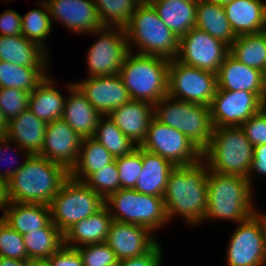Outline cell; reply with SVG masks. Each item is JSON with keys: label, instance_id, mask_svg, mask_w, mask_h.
Returning a JSON list of instances; mask_svg holds the SVG:
<instances>
[{"label": "cell", "instance_id": "obj_1", "mask_svg": "<svg viewBox=\"0 0 266 266\" xmlns=\"http://www.w3.org/2000/svg\"><path fill=\"white\" fill-rule=\"evenodd\" d=\"M208 171V164L203 159L171 170L163 196L169 222L178 214L190 226L202 224L207 210Z\"/></svg>", "mask_w": 266, "mask_h": 266}, {"label": "cell", "instance_id": "obj_2", "mask_svg": "<svg viewBox=\"0 0 266 266\" xmlns=\"http://www.w3.org/2000/svg\"><path fill=\"white\" fill-rule=\"evenodd\" d=\"M69 172L39 155L25 157L23 166L8 180L9 201L50 205Z\"/></svg>", "mask_w": 266, "mask_h": 266}, {"label": "cell", "instance_id": "obj_3", "mask_svg": "<svg viewBox=\"0 0 266 266\" xmlns=\"http://www.w3.org/2000/svg\"><path fill=\"white\" fill-rule=\"evenodd\" d=\"M253 187L248 179L236 175L207 173V210L203 222L213 219L239 223L255 214Z\"/></svg>", "mask_w": 266, "mask_h": 266}, {"label": "cell", "instance_id": "obj_4", "mask_svg": "<svg viewBox=\"0 0 266 266\" xmlns=\"http://www.w3.org/2000/svg\"><path fill=\"white\" fill-rule=\"evenodd\" d=\"M130 52L173 60L179 52V37L159 18L153 5L143 0L124 28ZM134 45V46H133ZM137 47V48H136Z\"/></svg>", "mask_w": 266, "mask_h": 266}, {"label": "cell", "instance_id": "obj_5", "mask_svg": "<svg viewBox=\"0 0 266 266\" xmlns=\"http://www.w3.org/2000/svg\"><path fill=\"white\" fill-rule=\"evenodd\" d=\"M254 156V146L240 126L213 128L212 139L202 151L209 170L224 175L247 178Z\"/></svg>", "mask_w": 266, "mask_h": 266}, {"label": "cell", "instance_id": "obj_6", "mask_svg": "<svg viewBox=\"0 0 266 266\" xmlns=\"http://www.w3.org/2000/svg\"><path fill=\"white\" fill-rule=\"evenodd\" d=\"M170 61L157 56L129 52L119 75L132 100L155 104L168 96Z\"/></svg>", "mask_w": 266, "mask_h": 266}, {"label": "cell", "instance_id": "obj_7", "mask_svg": "<svg viewBox=\"0 0 266 266\" xmlns=\"http://www.w3.org/2000/svg\"><path fill=\"white\" fill-rule=\"evenodd\" d=\"M153 114L159 122L186 135L202 151L212 139L210 106L166 96L153 105Z\"/></svg>", "mask_w": 266, "mask_h": 266}, {"label": "cell", "instance_id": "obj_8", "mask_svg": "<svg viewBox=\"0 0 266 266\" xmlns=\"http://www.w3.org/2000/svg\"><path fill=\"white\" fill-rule=\"evenodd\" d=\"M104 206L113 220L141 225L152 232L169 224L163 197L121 188L104 200Z\"/></svg>", "mask_w": 266, "mask_h": 266}, {"label": "cell", "instance_id": "obj_9", "mask_svg": "<svg viewBox=\"0 0 266 266\" xmlns=\"http://www.w3.org/2000/svg\"><path fill=\"white\" fill-rule=\"evenodd\" d=\"M104 199L85 182L70 176L64 181L49 207L51 222L64 234L71 226L95 214Z\"/></svg>", "mask_w": 266, "mask_h": 266}, {"label": "cell", "instance_id": "obj_10", "mask_svg": "<svg viewBox=\"0 0 266 266\" xmlns=\"http://www.w3.org/2000/svg\"><path fill=\"white\" fill-rule=\"evenodd\" d=\"M228 243L227 266H265L266 213L257 211L239 222Z\"/></svg>", "mask_w": 266, "mask_h": 266}, {"label": "cell", "instance_id": "obj_11", "mask_svg": "<svg viewBox=\"0 0 266 266\" xmlns=\"http://www.w3.org/2000/svg\"><path fill=\"white\" fill-rule=\"evenodd\" d=\"M217 90V74L170 60L168 96L177 100L210 106Z\"/></svg>", "mask_w": 266, "mask_h": 266}, {"label": "cell", "instance_id": "obj_12", "mask_svg": "<svg viewBox=\"0 0 266 266\" xmlns=\"http://www.w3.org/2000/svg\"><path fill=\"white\" fill-rule=\"evenodd\" d=\"M140 147L169 160L174 166L192 165L202 159V150L186 135L154 117Z\"/></svg>", "mask_w": 266, "mask_h": 266}, {"label": "cell", "instance_id": "obj_13", "mask_svg": "<svg viewBox=\"0 0 266 266\" xmlns=\"http://www.w3.org/2000/svg\"><path fill=\"white\" fill-rule=\"evenodd\" d=\"M100 36L87 52V77L119 74L126 55L130 52L125 30L119 27H102L89 35Z\"/></svg>", "mask_w": 266, "mask_h": 266}, {"label": "cell", "instance_id": "obj_14", "mask_svg": "<svg viewBox=\"0 0 266 266\" xmlns=\"http://www.w3.org/2000/svg\"><path fill=\"white\" fill-rule=\"evenodd\" d=\"M230 53V47L196 27L179 38V52L176 59L215 74Z\"/></svg>", "mask_w": 266, "mask_h": 266}, {"label": "cell", "instance_id": "obj_15", "mask_svg": "<svg viewBox=\"0 0 266 266\" xmlns=\"http://www.w3.org/2000/svg\"><path fill=\"white\" fill-rule=\"evenodd\" d=\"M262 108L256 93L217 89L210 105L213 128L241 126Z\"/></svg>", "mask_w": 266, "mask_h": 266}, {"label": "cell", "instance_id": "obj_16", "mask_svg": "<svg viewBox=\"0 0 266 266\" xmlns=\"http://www.w3.org/2000/svg\"><path fill=\"white\" fill-rule=\"evenodd\" d=\"M81 142L82 137L63 119L54 120L47 124L43 147L38 155L70 172L78 161Z\"/></svg>", "mask_w": 266, "mask_h": 266}, {"label": "cell", "instance_id": "obj_17", "mask_svg": "<svg viewBox=\"0 0 266 266\" xmlns=\"http://www.w3.org/2000/svg\"><path fill=\"white\" fill-rule=\"evenodd\" d=\"M51 20L59 21L72 33L90 34L104 27L94 0H44ZM88 33V34H87Z\"/></svg>", "mask_w": 266, "mask_h": 266}, {"label": "cell", "instance_id": "obj_18", "mask_svg": "<svg viewBox=\"0 0 266 266\" xmlns=\"http://www.w3.org/2000/svg\"><path fill=\"white\" fill-rule=\"evenodd\" d=\"M74 84L102 115L130 102L132 99L119 74L102 77H86Z\"/></svg>", "mask_w": 266, "mask_h": 266}, {"label": "cell", "instance_id": "obj_19", "mask_svg": "<svg viewBox=\"0 0 266 266\" xmlns=\"http://www.w3.org/2000/svg\"><path fill=\"white\" fill-rule=\"evenodd\" d=\"M152 233L144 226L113 220L105 243L120 261L148 253L159 242Z\"/></svg>", "mask_w": 266, "mask_h": 266}, {"label": "cell", "instance_id": "obj_20", "mask_svg": "<svg viewBox=\"0 0 266 266\" xmlns=\"http://www.w3.org/2000/svg\"><path fill=\"white\" fill-rule=\"evenodd\" d=\"M217 89L249 91L263 100L266 97L265 74L241 63L229 53L218 70Z\"/></svg>", "mask_w": 266, "mask_h": 266}, {"label": "cell", "instance_id": "obj_21", "mask_svg": "<svg viewBox=\"0 0 266 266\" xmlns=\"http://www.w3.org/2000/svg\"><path fill=\"white\" fill-rule=\"evenodd\" d=\"M47 122L36 117L29 109L7 122L4 137L17 145L15 151L23 152L24 158L38 155L43 147ZM18 148V149H17Z\"/></svg>", "mask_w": 266, "mask_h": 266}, {"label": "cell", "instance_id": "obj_22", "mask_svg": "<svg viewBox=\"0 0 266 266\" xmlns=\"http://www.w3.org/2000/svg\"><path fill=\"white\" fill-rule=\"evenodd\" d=\"M67 85V86H66ZM68 90L62 119L83 138L94 137L102 114L95 109L74 82L67 83Z\"/></svg>", "mask_w": 266, "mask_h": 266}, {"label": "cell", "instance_id": "obj_23", "mask_svg": "<svg viewBox=\"0 0 266 266\" xmlns=\"http://www.w3.org/2000/svg\"><path fill=\"white\" fill-rule=\"evenodd\" d=\"M109 118L135 145L144 141L149 123L154 117L153 104L146 101L131 100L113 109Z\"/></svg>", "mask_w": 266, "mask_h": 266}, {"label": "cell", "instance_id": "obj_24", "mask_svg": "<svg viewBox=\"0 0 266 266\" xmlns=\"http://www.w3.org/2000/svg\"><path fill=\"white\" fill-rule=\"evenodd\" d=\"M49 53L23 35L0 36V60L28 68H48ZM49 60V61H48Z\"/></svg>", "mask_w": 266, "mask_h": 266}, {"label": "cell", "instance_id": "obj_25", "mask_svg": "<svg viewBox=\"0 0 266 266\" xmlns=\"http://www.w3.org/2000/svg\"><path fill=\"white\" fill-rule=\"evenodd\" d=\"M112 222L113 218L108 209L103 206L95 214L71 226L63 234L64 245L79 248L85 245L104 243Z\"/></svg>", "mask_w": 266, "mask_h": 266}, {"label": "cell", "instance_id": "obj_26", "mask_svg": "<svg viewBox=\"0 0 266 266\" xmlns=\"http://www.w3.org/2000/svg\"><path fill=\"white\" fill-rule=\"evenodd\" d=\"M226 17L236 36L264 30L265 1L233 0L223 5Z\"/></svg>", "mask_w": 266, "mask_h": 266}, {"label": "cell", "instance_id": "obj_27", "mask_svg": "<svg viewBox=\"0 0 266 266\" xmlns=\"http://www.w3.org/2000/svg\"><path fill=\"white\" fill-rule=\"evenodd\" d=\"M0 218L23 236L46 227L51 222V212L46 204L9 201Z\"/></svg>", "mask_w": 266, "mask_h": 266}, {"label": "cell", "instance_id": "obj_28", "mask_svg": "<svg viewBox=\"0 0 266 266\" xmlns=\"http://www.w3.org/2000/svg\"><path fill=\"white\" fill-rule=\"evenodd\" d=\"M143 168L134 190L145 195L163 197L168 176L175 167L169 160L142 148Z\"/></svg>", "mask_w": 266, "mask_h": 266}, {"label": "cell", "instance_id": "obj_29", "mask_svg": "<svg viewBox=\"0 0 266 266\" xmlns=\"http://www.w3.org/2000/svg\"><path fill=\"white\" fill-rule=\"evenodd\" d=\"M161 21L179 38L195 27L198 0H148Z\"/></svg>", "mask_w": 266, "mask_h": 266}, {"label": "cell", "instance_id": "obj_30", "mask_svg": "<svg viewBox=\"0 0 266 266\" xmlns=\"http://www.w3.org/2000/svg\"><path fill=\"white\" fill-rule=\"evenodd\" d=\"M48 76L29 96L28 109L45 122L62 119L66 96L56 89V81Z\"/></svg>", "mask_w": 266, "mask_h": 266}, {"label": "cell", "instance_id": "obj_31", "mask_svg": "<svg viewBox=\"0 0 266 266\" xmlns=\"http://www.w3.org/2000/svg\"><path fill=\"white\" fill-rule=\"evenodd\" d=\"M195 27L231 46L236 35L226 17L223 5L208 0H198Z\"/></svg>", "mask_w": 266, "mask_h": 266}, {"label": "cell", "instance_id": "obj_32", "mask_svg": "<svg viewBox=\"0 0 266 266\" xmlns=\"http://www.w3.org/2000/svg\"><path fill=\"white\" fill-rule=\"evenodd\" d=\"M114 161L115 157L96 139L83 138L78 161L69 172V176L84 182L92 173Z\"/></svg>", "mask_w": 266, "mask_h": 266}, {"label": "cell", "instance_id": "obj_33", "mask_svg": "<svg viewBox=\"0 0 266 266\" xmlns=\"http://www.w3.org/2000/svg\"><path fill=\"white\" fill-rule=\"evenodd\" d=\"M230 54L241 63L266 73V33L237 36L230 46Z\"/></svg>", "mask_w": 266, "mask_h": 266}, {"label": "cell", "instance_id": "obj_34", "mask_svg": "<svg viewBox=\"0 0 266 266\" xmlns=\"http://www.w3.org/2000/svg\"><path fill=\"white\" fill-rule=\"evenodd\" d=\"M23 240L27 260L48 259L64 245L63 233L52 222L23 235Z\"/></svg>", "mask_w": 266, "mask_h": 266}, {"label": "cell", "instance_id": "obj_35", "mask_svg": "<svg viewBox=\"0 0 266 266\" xmlns=\"http://www.w3.org/2000/svg\"><path fill=\"white\" fill-rule=\"evenodd\" d=\"M47 75H50L47 68H28L0 60V88H17L31 93Z\"/></svg>", "mask_w": 266, "mask_h": 266}, {"label": "cell", "instance_id": "obj_36", "mask_svg": "<svg viewBox=\"0 0 266 266\" xmlns=\"http://www.w3.org/2000/svg\"><path fill=\"white\" fill-rule=\"evenodd\" d=\"M93 138L101 143L115 158L127 155L137 147L120 131L108 115L100 117Z\"/></svg>", "mask_w": 266, "mask_h": 266}, {"label": "cell", "instance_id": "obj_37", "mask_svg": "<svg viewBox=\"0 0 266 266\" xmlns=\"http://www.w3.org/2000/svg\"><path fill=\"white\" fill-rule=\"evenodd\" d=\"M38 3L41 9L36 8L29 10V12L22 17V35L28 40L39 44L49 53L46 39L53 30V22L47 3L44 0Z\"/></svg>", "mask_w": 266, "mask_h": 266}, {"label": "cell", "instance_id": "obj_38", "mask_svg": "<svg viewBox=\"0 0 266 266\" xmlns=\"http://www.w3.org/2000/svg\"><path fill=\"white\" fill-rule=\"evenodd\" d=\"M104 27L125 28L143 0H94Z\"/></svg>", "mask_w": 266, "mask_h": 266}, {"label": "cell", "instance_id": "obj_39", "mask_svg": "<svg viewBox=\"0 0 266 266\" xmlns=\"http://www.w3.org/2000/svg\"><path fill=\"white\" fill-rule=\"evenodd\" d=\"M84 182L105 200L109 195L121 189L116 162L95 171Z\"/></svg>", "mask_w": 266, "mask_h": 266}, {"label": "cell", "instance_id": "obj_40", "mask_svg": "<svg viewBox=\"0 0 266 266\" xmlns=\"http://www.w3.org/2000/svg\"><path fill=\"white\" fill-rule=\"evenodd\" d=\"M122 189H134L142 171V148L137 146L131 153L115 158Z\"/></svg>", "mask_w": 266, "mask_h": 266}, {"label": "cell", "instance_id": "obj_41", "mask_svg": "<svg viewBox=\"0 0 266 266\" xmlns=\"http://www.w3.org/2000/svg\"><path fill=\"white\" fill-rule=\"evenodd\" d=\"M0 257L27 260L23 236L0 218Z\"/></svg>", "mask_w": 266, "mask_h": 266}, {"label": "cell", "instance_id": "obj_42", "mask_svg": "<svg viewBox=\"0 0 266 266\" xmlns=\"http://www.w3.org/2000/svg\"><path fill=\"white\" fill-rule=\"evenodd\" d=\"M30 93L17 88H0V108L6 122L28 109Z\"/></svg>", "mask_w": 266, "mask_h": 266}, {"label": "cell", "instance_id": "obj_43", "mask_svg": "<svg viewBox=\"0 0 266 266\" xmlns=\"http://www.w3.org/2000/svg\"><path fill=\"white\" fill-rule=\"evenodd\" d=\"M84 266H117L119 260L115 252L104 242L76 248Z\"/></svg>", "mask_w": 266, "mask_h": 266}, {"label": "cell", "instance_id": "obj_44", "mask_svg": "<svg viewBox=\"0 0 266 266\" xmlns=\"http://www.w3.org/2000/svg\"><path fill=\"white\" fill-rule=\"evenodd\" d=\"M240 127L253 146L266 145V112L263 108Z\"/></svg>", "mask_w": 266, "mask_h": 266}, {"label": "cell", "instance_id": "obj_45", "mask_svg": "<svg viewBox=\"0 0 266 266\" xmlns=\"http://www.w3.org/2000/svg\"><path fill=\"white\" fill-rule=\"evenodd\" d=\"M158 242L148 253L138 257L120 260L117 266H162L164 254Z\"/></svg>", "mask_w": 266, "mask_h": 266}, {"label": "cell", "instance_id": "obj_46", "mask_svg": "<svg viewBox=\"0 0 266 266\" xmlns=\"http://www.w3.org/2000/svg\"><path fill=\"white\" fill-rule=\"evenodd\" d=\"M22 35V16L13 9L0 14V36Z\"/></svg>", "mask_w": 266, "mask_h": 266}, {"label": "cell", "instance_id": "obj_47", "mask_svg": "<svg viewBox=\"0 0 266 266\" xmlns=\"http://www.w3.org/2000/svg\"><path fill=\"white\" fill-rule=\"evenodd\" d=\"M53 266H84L81 255L76 248L63 245L50 258Z\"/></svg>", "mask_w": 266, "mask_h": 266}, {"label": "cell", "instance_id": "obj_48", "mask_svg": "<svg viewBox=\"0 0 266 266\" xmlns=\"http://www.w3.org/2000/svg\"><path fill=\"white\" fill-rule=\"evenodd\" d=\"M256 174L266 177V145L254 146L252 166L247 177L251 185H253L252 177L255 178Z\"/></svg>", "mask_w": 266, "mask_h": 266}, {"label": "cell", "instance_id": "obj_49", "mask_svg": "<svg viewBox=\"0 0 266 266\" xmlns=\"http://www.w3.org/2000/svg\"><path fill=\"white\" fill-rule=\"evenodd\" d=\"M10 141L8 139H6L4 136L0 137V162H3L2 159H4L5 161H8L9 166L11 165L13 167L14 163L12 160H9V156L5 155V153H7V150L12 152V149L10 147ZM5 150V151H4ZM10 152V153H11ZM4 154V155H3ZM16 164V163H15ZM8 166V167H9ZM23 166V164L21 163L19 166L17 165V167H11L5 170L0 171V177L5 179L7 182L8 180L16 173V171L21 168Z\"/></svg>", "mask_w": 266, "mask_h": 266}, {"label": "cell", "instance_id": "obj_50", "mask_svg": "<svg viewBox=\"0 0 266 266\" xmlns=\"http://www.w3.org/2000/svg\"><path fill=\"white\" fill-rule=\"evenodd\" d=\"M9 203L7 181L0 177V210L3 211Z\"/></svg>", "mask_w": 266, "mask_h": 266}, {"label": "cell", "instance_id": "obj_51", "mask_svg": "<svg viewBox=\"0 0 266 266\" xmlns=\"http://www.w3.org/2000/svg\"><path fill=\"white\" fill-rule=\"evenodd\" d=\"M0 266H29V260H17L0 257Z\"/></svg>", "mask_w": 266, "mask_h": 266}, {"label": "cell", "instance_id": "obj_52", "mask_svg": "<svg viewBox=\"0 0 266 266\" xmlns=\"http://www.w3.org/2000/svg\"><path fill=\"white\" fill-rule=\"evenodd\" d=\"M29 266H53L50 259L29 260Z\"/></svg>", "mask_w": 266, "mask_h": 266}, {"label": "cell", "instance_id": "obj_53", "mask_svg": "<svg viewBox=\"0 0 266 266\" xmlns=\"http://www.w3.org/2000/svg\"><path fill=\"white\" fill-rule=\"evenodd\" d=\"M7 122L3 117L1 108H0V137H3L6 131Z\"/></svg>", "mask_w": 266, "mask_h": 266}, {"label": "cell", "instance_id": "obj_54", "mask_svg": "<svg viewBox=\"0 0 266 266\" xmlns=\"http://www.w3.org/2000/svg\"><path fill=\"white\" fill-rule=\"evenodd\" d=\"M208 1H211V2H215V3H218V4L224 5L226 3L232 2L233 0H208Z\"/></svg>", "mask_w": 266, "mask_h": 266}, {"label": "cell", "instance_id": "obj_55", "mask_svg": "<svg viewBox=\"0 0 266 266\" xmlns=\"http://www.w3.org/2000/svg\"><path fill=\"white\" fill-rule=\"evenodd\" d=\"M263 31L266 33V1H265V17H264V30Z\"/></svg>", "mask_w": 266, "mask_h": 266}, {"label": "cell", "instance_id": "obj_56", "mask_svg": "<svg viewBox=\"0 0 266 266\" xmlns=\"http://www.w3.org/2000/svg\"><path fill=\"white\" fill-rule=\"evenodd\" d=\"M263 109L266 112V97L263 99Z\"/></svg>", "mask_w": 266, "mask_h": 266}]
</instances>
